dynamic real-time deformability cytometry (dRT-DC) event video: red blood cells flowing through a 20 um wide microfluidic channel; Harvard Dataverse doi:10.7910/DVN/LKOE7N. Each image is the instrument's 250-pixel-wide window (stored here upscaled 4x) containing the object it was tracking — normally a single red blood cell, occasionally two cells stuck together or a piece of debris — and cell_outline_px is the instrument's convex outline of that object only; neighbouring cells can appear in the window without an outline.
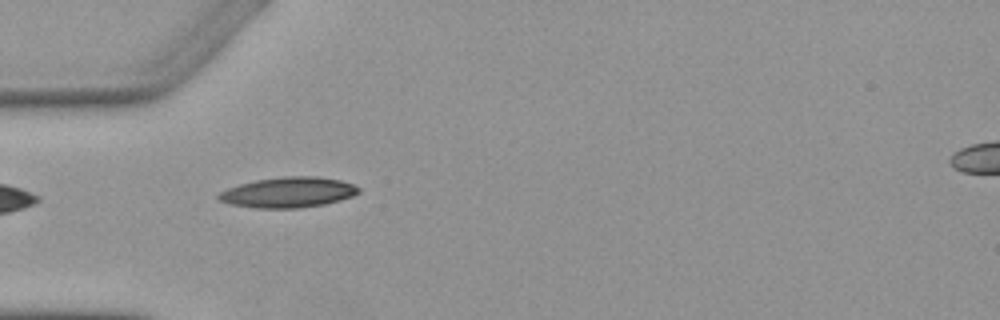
{"species": "Egyptian fruit bat (a non-hibernating species)", "species_latin": "Rousettus aegyptiacus", "temperature_condition": "warm", "stored_images_in_passage": 5, "camera_frame_rate_fps": 3000, "um_per_image_px": 0.085, "animal": {"sex": "female"}, "frame": {"image": 1, "passage_image": 5, "time_ms": 4.667, "image_size_px": [1000, 320], "cell_outline_px": [[360, 192], [352, 196], [340, 200], [324, 204], [300, 208], [256, 208], [232, 204], [216, 200], [216, 196], [220, 192], [228, 188], [240, 184], [256, 180], [284, 176], [316, 176], [340, 180], [352, 184], [360, 188]], "centroid_in_image_um": [24.49, 16.35], "position_along_channel_um": 60.5, "area_um2": 24.8}}